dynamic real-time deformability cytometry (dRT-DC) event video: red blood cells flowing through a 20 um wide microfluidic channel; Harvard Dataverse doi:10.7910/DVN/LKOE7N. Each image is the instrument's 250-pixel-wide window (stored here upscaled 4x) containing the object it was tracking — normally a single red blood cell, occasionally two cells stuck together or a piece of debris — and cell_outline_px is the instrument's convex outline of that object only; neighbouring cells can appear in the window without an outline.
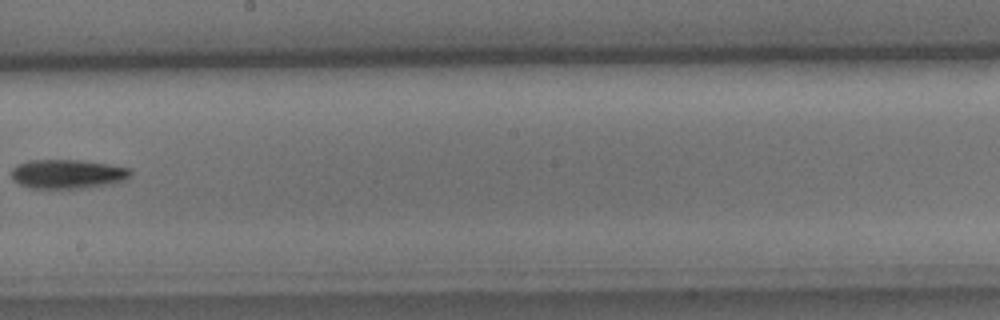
{"species": "common noctule bat (a hibernating species)", "species_latin": "Nyctalus noctula", "temperature_condition": "cold", "stored_images_in_passage": 5, "camera_frame_rate_fps": 3000, "um_per_image_px": 0.085, "animal": {"sex": "male", "body_mass_g": 15.6}, "frame": {"image": 1, "passage_image": 5, "time_ms": 1.333, "image_size_px": [1000, 320], "cell_outline_px": [[132, 176], [116, 184], [88, 188], [32, 188], [20, 184], [12, 180], [12, 168], [16, 164], [28, 160], [76, 160], [108, 164], [132, 168]], "centroid_in_image_um": [5.79, 14.8], "position_along_channel_um": 242.4, "area_um2": 20.58}}